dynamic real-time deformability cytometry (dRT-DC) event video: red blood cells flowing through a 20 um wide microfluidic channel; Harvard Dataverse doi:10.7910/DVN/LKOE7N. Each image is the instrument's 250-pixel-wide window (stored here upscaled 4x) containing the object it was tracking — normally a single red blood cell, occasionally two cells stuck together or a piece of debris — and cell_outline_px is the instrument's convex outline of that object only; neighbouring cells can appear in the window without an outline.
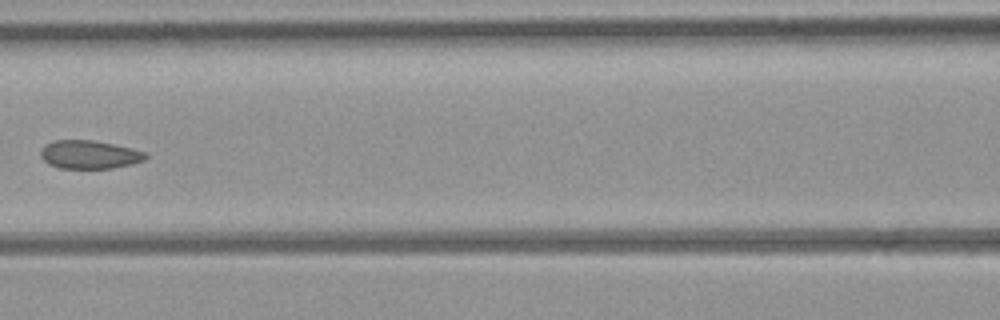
{"species": "common noctule bat (a hibernating species)", "species_latin": "Nyctalus noctula", "temperature_condition": "room temperature", "stored_images_in_passage": 5, "camera_frame_rate_fps": 3000, "um_per_image_px": 0.085, "animal": {"sex": "female", "body_mass_g": 21.9}, "frame": {"image": 1, "passage_image": 5, "time_ms": 5.333, "image_size_px": [1000, 320], "cell_outline_px": [[148, 156], [144, 160], [132, 164], [112, 168], [60, 168], [48, 164], [40, 156], [40, 148], [44, 144], [52, 140], [92, 140], [132, 148], [148, 152]], "centroid_in_image_um": [7.58, 13.13], "position_along_channel_um": 159.0, "area_um2": 17.51}}